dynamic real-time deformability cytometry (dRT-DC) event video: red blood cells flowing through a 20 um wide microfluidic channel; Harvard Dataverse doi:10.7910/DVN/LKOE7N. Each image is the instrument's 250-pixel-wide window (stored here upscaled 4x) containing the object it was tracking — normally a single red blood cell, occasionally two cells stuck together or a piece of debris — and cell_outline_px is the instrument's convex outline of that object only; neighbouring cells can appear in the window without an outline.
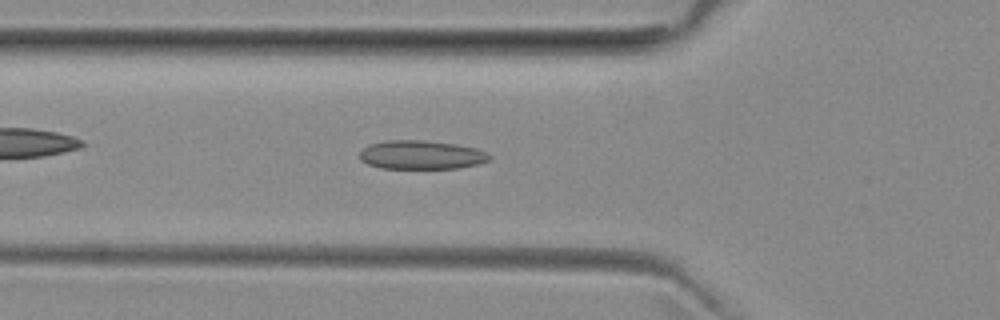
{"species": "common noctule bat (a hibernating species)", "species_latin": "Nyctalus noctula", "temperature_condition": "room temperature", "stored_images_in_passage": 51, "camera_frame_rate_fps": 3000, "um_per_image_px": 0.085, "animal": {"sex": "female", "body_mass_g": 29.2, "forearm_length_mm": 56.3}, "frame": {"image": 1, "passage_image": 17, "time_ms": 5.333, "image_size_px": [1000, 320], "cell_outline_px": [[492, 160], [480, 164], [456, 168], [380, 168], [368, 164], [360, 160], [360, 152], [368, 144], [388, 140], [424, 140], [456, 144], [476, 148], [492, 156]], "centroid_in_image_um": [35.83, 13.16], "position_along_channel_um": 90.0, "area_um2": 21.85}}
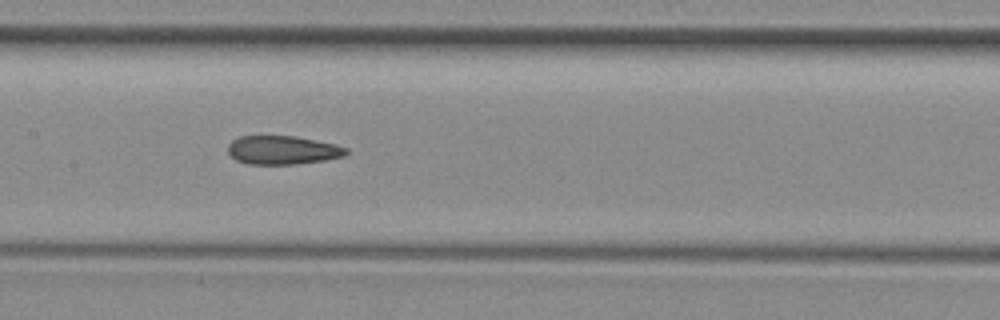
{"frame": {"image": 2, "passage_image": 24, "time_ms": 7.667, "image_size_px": [1000, 320], "cell_outline_px": [[348, 152], [344, 156], [324, 160], [296, 164], [248, 164], [236, 160], [228, 152], [228, 144], [232, 140], [240, 136], [296, 136], [336, 144], [348, 148]], "centroid_in_image_um": [24.03, 12.75], "position_along_channel_um": 183.4, "area_um2": 19.77}}
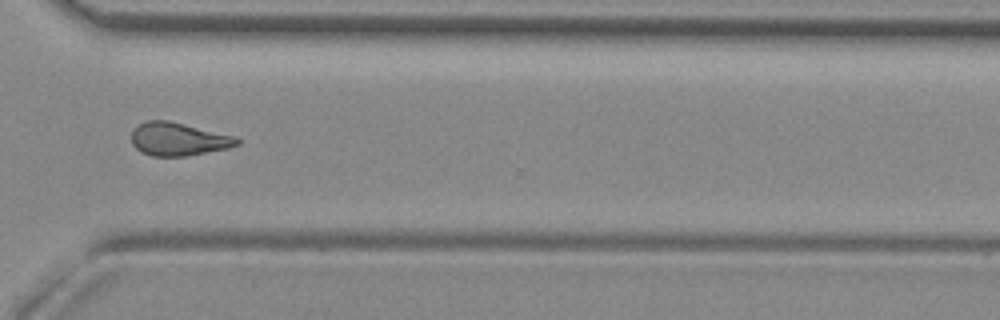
{"frame": {"image": 3, "passage_image": 37, "time_ms": 12.0, "image_size_px": [1000, 320], "cell_outline_px": [[240, 144], [228, 148], [184, 156], [152, 156], [140, 152], [132, 144], [132, 132], [140, 124], [148, 120], [168, 120], [236, 136], [240, 140]], "centroid_in_image_um": [15.17, 11.83], "position_along_channel_um": 355.4, "area_um2": 20.29}, "authors_computed_cell_mechanics": {"area_um2": 20.5768, "velocity_mm_per_s": 3.9734, "shape_relaxation_time_tau1_ms": null, "shape_relaxation_time_tau2_ms": 2.9189, "deformation_change_tau1": null, "deformation_change_tau2": 0.1136}}